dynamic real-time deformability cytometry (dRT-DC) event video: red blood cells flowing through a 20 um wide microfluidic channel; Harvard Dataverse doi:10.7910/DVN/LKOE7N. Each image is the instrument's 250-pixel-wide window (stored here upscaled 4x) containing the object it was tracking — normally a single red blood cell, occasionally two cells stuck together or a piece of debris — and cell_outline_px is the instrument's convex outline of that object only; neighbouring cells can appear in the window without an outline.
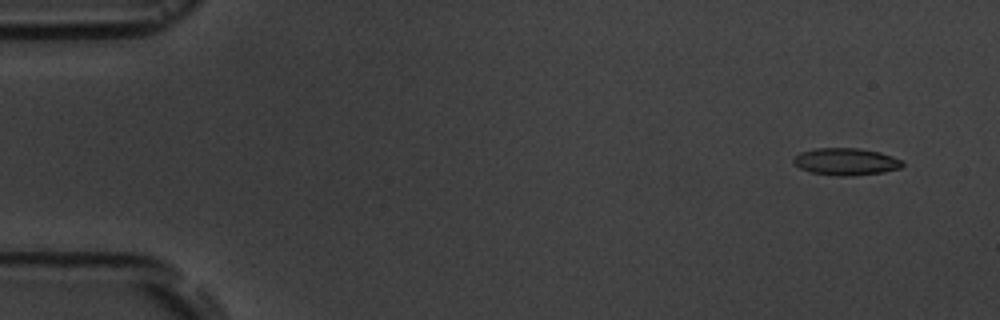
{"species": "common noctule bat (a hibernating species)", "species_latin": "Nyctalus noctula", "temperature_condition": "room temperature", "stored_images_in_passage": 10, "camera_frame_rate_fps": 3000, "um_per_image_px": 0.085, "animal": {"sex": "male", "body_mass_g": 19.5, "forearm_length_mm": 54.6}, "frame": {"image": 1, "passage_image": 1, "time_ms": 0.0, "image_size_px": [1000, 320], "cell_outline_px": [[904, 164], [900, 168], [884, 172], [852, 176], [836, 176], [812, 172], [800, 168], [792, 160], [800, 152], [816, 148], [860, 148], [880, 152], [892, 156], [900, 160]], "centroid_in_image_um": [71.92, 13.74], "position_along_channel_um": 13.1, "area_um2": 17.17}}
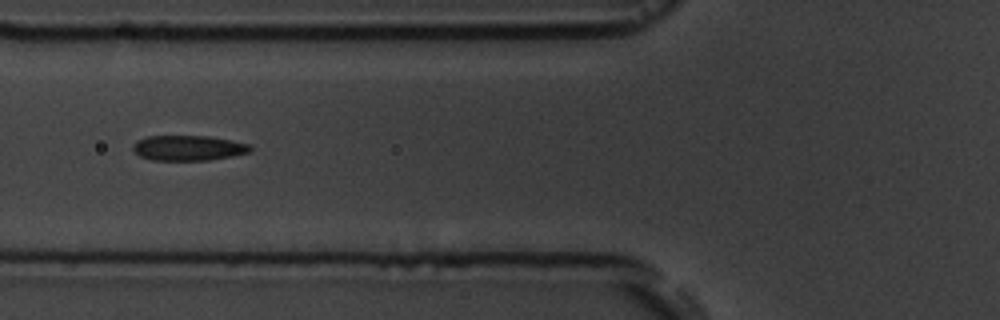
{"frame": {"image": 2, "passage_image": 6, "time_ms": 6.0, "image_size_px": [1000, 320], "cell_outline_px": [[252, 148], [248, 152], [232, 156], [208, 160], [152, 160], [140, 156], [132, 148], [132, 144], [136, 140], [148, 136], [208, 136], [232, 140], [248, 144]], "centroid_in_image_um": [15.97, 12.57], "position_along_channel_um": 109.8, "area_um2": 17.17}}
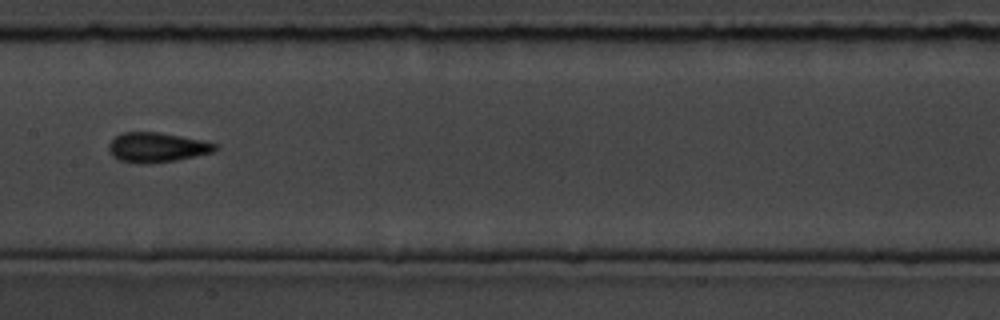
{"frame": {"image": 3, "passage_image": 8, "time_ms": 8.333, "image_size_px": [1000, 320], "cell_outline_px": [[216, 148], [212, 152], [176, 160], [148, 164], [120, 160], [112, 156], [108, 152], [108, 144], [116, 136], [124, 132], [160, 132], [204, 140], [216, 144]], "centroid_in_image_um": [13.31, 12.52], "position_along_channel_um": 194.1, "area_um2": 18.32}}